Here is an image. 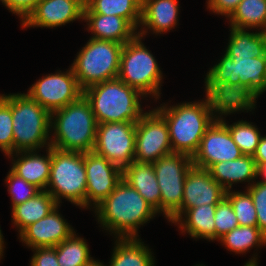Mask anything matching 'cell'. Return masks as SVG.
<instances>
[{
	"mask_svg": "<svg viewBox=\"0 0 266 266\" xmlns=\"http://www.w3.org/2000/svg\"><path fill=\"white\" fill-rule=\"evenodd\" d=\"M245 266H257L256 258L254 257L253 259L248 261Z\"/></svg>",
	"mask_w": 266,
	"mask_h": 266,
	"instance_id": "cell-45",
	"label": "cell"
},
{
	"mask_svg": "<svg viewBox=\"0 0 266 266\" xmlns=\"http://www.w3.org/2000/svg\"><path fill=\"white\" fill-rule=\"evenodd\" d=\"M135 130L134 161L153 163L173 153L167 122L155 109L140 117Z\"/></svg>",
	"mask_w": 266,
	"mask_h": 266,
	"instance_id": "cell-12",
	"label": "cell"
},
{
	"mask_svg": "<svg viewBox=\"0 0 266 266\" xmlns=\"http://www.w3.org/2000/svg\"><path fill=\"white\" fill-rule=\"evenodd\" d=\"M47 147L48 150L46 151H48V153L46 157L34 154V150L16 152V154L21 153L22 157H18L17 160H14L11 168L15 174L28 183L35 185L40 190L47 189L46 187L50 177L51 146L48 145Z\"/></svg>",
	"mask_w": 266,
	"mask_h": 266,
	"instance_id": "cell-21",
	"label": "cell"
},
{
	"mask_svg": "<svg viewBox=\"0 0 266 266\" xmlns=\"http://www.w3.org/2000/svg\"><path fill=\"white\" fill-rule=\"evenodd\" d=\"M135 127L133 122L98 124L93 151L123 170L134 161Z\"/></svg>",
	"mask_w": 266,
	"mask_h": 266,
	"instance_id": "cell-11",
	"label": "cell"
},
{
	"mask_svg": "<svg viewBox=\"0 0 266 266\" xmlns=\"http://www.w3.org/2000/svg\"><path fill=\"white\" fill-rule=\"evenodd\" d=\"M109 266H154L149 249L137 238H119Z\"/></svg>",
	"mask_w": 266,
	"mask_h": 266,
	"instance_id": "cell-28",
	"label": "cell"
},
{
	"mask_svg": "<svg viewBox=\"0 0 266 266\" xmlns=\"http://www.w3.org/2000/svg\"><path fill=\"white\" fill-rule=\"evenodd\" d=\"M226 197V190L211 176L208 169L192 166L187 173L181 208L169 219L174 223L192 207L217 205Z\"/></svg>",
	"mask_w": 266,
	"mask_h": 266,
	"instance_id": "cell-16",
	"label": "cell"
},
{
	"mask_svg": "<svg viewBox=\"0 0 266 266\" xmlns=\"http://www.w3.org/2000/svg\"><path fill=\"white\" fill-rule=\"evenodd\" d=\"M253 158L256 163H266V136L261 137L260 143L253 154Z\"/></svg>",
	"mask_w": 266,
	"mask_h": 266,
	"instance_id": "cell-41",
	"label": "cell"
},
{
	"mask_svg": "<svg viewBox=\"0 0 266 266\" xmlns=\"http://www.w3.org/2000/svg\"><path fill=\"white\" fill-rule=\"evenodd\" d=\"M227 249L245 253L254 245H266V235L258 226H237L219 239Z\"/></svg>",
	"mask_w": 266,
	"mask_h": 266,
	"instance_id": "cell-30",
	"label": "cell"
},
{
	"mask_svg": "<svg viewBox=\"0 0 266 266\" xmlns=\"http://www.w3.org/2000/svg\"><path fill=\"white\" fill-rule=\"evenodd\" d=\"M242 155L228 128L217 117L206 129L192 162L195 167L209 169L215 163L235 160Z\"/></svg>",
	"mask_w": 266,
	"mask_h": 266,
	"instance_id": "cell-14",
	"label": "cell"
},
{
	"mask_svg": "<svg viewBox=\"0 0 266 266\" xmlns=\"http://www.w3.org/2000/svg\"><path fill=\"white\" fill-rule=\"evenodd\" d=\"M257 212V226L266 235V184L253 183L247 187Z\"/></svg>",
	"mask_w": 266,
	"mask_h": 266,
	"instance_id": "cell-37",
	"label": "cell"
},
{
	"mask_svg": "<svg viewBox=\"0 0 266 266\" xmlns=\"http://www.w3.org/2000/svg\"><path fill=\"white\" fill-rule=\"evenodd\" d=\"M87 176L86 208H96L122 180V169L94 151L84 153Z\"/></svg>",
	"mask_w": 266,
	"mask_h": 266,
	"instance_id": "cell-15",
	"label": "cell"
},
{
	"mask_svg": "<svg viewBox=\"0 0 266 266\" xmlns=\"http://www.w3.org/2000/svg\"><path fill=\"white\" fill-rule=\"evenodd\" d=\"M123 46L90 38L71 66L79 86L84 90L91 85L117 78Z\"/></svg>",
	"mask_w": 266,
	"mask_h": 266,
	"instance_id": "cell-8",
	"label": "cell"
},
{
	"mask_svg": "<svg viewBox=\"0 0 266 266\" xmlns=\"http://www.w3.org/2000/svg\"><path fill=\"white\" fill-rule=\"evenodd\" d=\"M13 153L36 151L47 145L51 129V112L28 94H11Z\"/></svg>",
	"mask_w": 266,
	"mask_h": 266,
	"instance_id": "cell-6",
	"label": "cell"
},
{
	"mask_svg": "<svg viewBox=\"0 0 266 266\" xmlns=\"http://www.w3.org/2000/svg\"><path fill=\"white\" fill-rule=\"evenodd\" d=\"M27 94L49 112L63 108L78 100L83 89L70 67L66 73L58 72L44 76L30 87Z\"/></svg>",
	"mask_w": 266,
	"mask_h": 266,
	"instance_id": "cell-13",
	"label": "cell"
},
{
	"mask_svg": "<svg viewBox=\"0 0 266 266\" xmlns=\"http://www.w3.org/2000/svg\"><path fill=\"white\" fill-rule=\"evenodd\" d=\"M85 0H40L23 27H58L84 17Z\"/></svg>",
	"mask_w": 266,
	"mask_h": 266,
	"instance_id": "cell-17",
	"label": "cell"
},
{
	"mask_svg": "<svg viewBox=\"0 0 266 266\" xmlns=\"http://www.w3.org/2000/svg\"><path fill=\"white\" fill-rule=\"evenodd\" d=\"M75 235L55 246L59 266H85L93 260L84 238Z\"/></svg>",
	"mask_w": 266,
	"mask_h": 266,
	"instance_id": "cell-31",
	"label": "cell"
},
{
	"mask_svg": "<svg viewBox=\"0 0 266 266\" xmlns=\"http://www.w3.org/2000/svg\"><path fill=\"white\" fill-rule=\"evenodd\" d=\"M35 254L31 259V266H59L55 247L33 248Z\"/></svg>",
	"mask_w": 266,
	"mask_h": 266,
	"instance_id": "cell-39",
	"label": "cell"
},
{
	"mask_svg": "<svg viewBox=\"0 0 266 266\" xmlns=\"http://www.w3.org/2000/svg\"><path fill=\"white\" fill-rule=\"evenodd\" d=\"M219 119L228 128L234 142L237 144L241 152L244 155L253 156L262 137L259 130L247 121L242 120L233 125H227L221 116Z\"/></svg>",
	"mask_w": 266,
	"mask_h": 266,
	"instance_id": "cell-32",
	"label": "cell"
},
{
	"mask_svg": "<svg viewBox=\"0 0 266 266\" xmlns=\"http://www.w3.org/2000/svg\"><path fill=\"white\" fill-rule=\"evenodd\" d=\"M146 33V30H141L131 41L124 44L118 78L143 95L152 94L157 99L160 96L162 73L153 55L141 42Z\"/></svg>",
	"mask_w": 266,
	"mask_h": 266,
	"instance_id": "cell-9",
	"label": "cell"
},
{
	"mask_svg": "<svg viewBox=\"0 0 266 266\" xmlns=\"http://www.w3.org/2000/svg\"><path fill=\"white\" fill-rule=\"evenodd\" d=\"M6 182L9 183L8 191L11 194L13 201L12 208L31 199L41 191L35 185L30 184L23 178L19 177L12 170L9 171Z\"/></svg>",
	"mask_w": 266,
	"mask_h": 266,
	"instance_id": "cell-36",
	"label": "cell"
},
{
	"mask_svg": "<svg viewBox=\"0 0 266 266\" xmlns=\"http://www.w3.org/2000/svg\"><path fill=\"white\" fill-rule=\"evenodd\" d=\"M97 126L91 105L82 95L71 104L51 112V128L55 132L48 145L62 151H93Z\"/></svg>",
	"mask_w": 266,
	"mask_h": 266,
	"instance_id": "cell-4",
	"label": "cell"
},
{
	"mask_svg": "<svg viewBox=\"0 0 266 266\" xmlns=\"http://www.w3.org/2000/svg\"><path fill=\"white\" fill-rule=\"evenodd\" d=\"M3 235L1 233V230H0V258L3 256L2 253H3Z\"/></svg>",
	"mask_w": 266,
	"mask_h": 266,
	"instance_id": "cell-43",
	"label": "cell"
},
{
	"mask_svg": "<svg viewBox=\"0 0 266 266\" xmlns=\"http://www.w3.org/2000/svg\"><path fill=\"white\" fill-rule=\"evenodd\" d=\"M13 122L11 94L0 95V148L5 154L13 153Z\"/></svg>",
	"mask_w": 266,
	"mask_h": 266,
	"instance_id": "cell-34",
	"label": "cell"
},
{
	"mask_svg": "<svg viewBox=\"0 0 266 266\" xmlns=\"http://www.w3.org/2000/svg\"><path fill=\"white\" fill-rule=\"evenodd\" d=\"M58 204L46 190L12 208V220L21 233L27 226L47 216Z\"/></svg>",
	"mask_w": 266,
	"mask_h": 266,
	"instance_id": "cell-24",
	"label": "cell"
},
{
	"mask_svg": "<svg viewBox=\"0 0 266 266\" xmlns=\"http://www.w3.org/2000/svg\"><path fill=\"white\" fill-rule=\"evenodd\" d=\"M84 13L122 17L137 30L141 23L142 0H85Z\"/></svg>",
	"mask_w": 266,
	"mask_h": 266,
	"instance_id": "cell-26",
	"label": "cell"
},
{
	"mask_svg": "<svg viewBox=\"0 0 266 266\" xmlns=\"http://www.w3.org/2000/svg\"><path fill=\"white\" fill-rule=\"evenodd\" d=\"M216 205H201L187 209L186 220L177 219L174 223L180 224L183 232L187 231L193 238L215 240V215Z\"/></svg>",
	"mask_w": 266,
	"mask_h": 266,
	"instance_id": "cell-25",
	"label": "cell"
},
{
	"mask_svg": "<svg viewBox=\"0 0 266 266\" xmlns=\"http://www.w3.org/2000/svg\"><path fill=\"white\" fill-rule=\"evenodd\" d=\"M95 211L100 223L119 238H137L138 226L157 214L136 189L123 179Z\"/></svg>",
	"mask_w": 266,
	"mask_h": 266,
	"instance_id": "cell-3",
	"label": "cell"
},
{
	"mask_svg": "<svg viewBox=\"0 0 266 266\" xmlns=\"http://www.w3.org/2000/svg\"><path fill=\"white\" fill-rule=\"evenodd\" d=\"M255 165L253 156L242 155L235 160L215 163L208 170L215 181L229 191L233 183L243 181L250 183L251 180H254Z\"/></svg>",
	"mask_w": 266,
	"mask_h": 266,
	"instance_id": "cell-23",
	"label": "cell"
},
{
	"mask_svg": "<svg viewBox=\"0 0 266 266\" xmlns=\"http://www.w3.org/2000/svg\"><path fill=\"white\" fill-rule=\"evenodd\" d=\"M215 240L220 239L225 234L239 226L235 212L230 201L225 197L216 205L215 215Z\"/></svg>",
	"mask_w": 266,
	"mask_h": 266,
	"instance_id": "cell-35",
	"label": "cell"
},
{
	"mask_svg": "<svg viewBox=\"0 0 266 266\" xmlns=\"http://www.w3.org/2000/svg\"><path fill=\"white\" fill-rule=\"evenodd\" d=\"M178 8L177 0H142L140 25L157 34L166 32L177 24Z\"/></svg>",
	"mask_w": 266,
	"mask_h": 266,
	"instance_id": "cell-22",
	"label": "cell"
},
{
	"mask_svg": "<svg viewBox=\"0 0 266 266\" xmlns=\"http://www.w3.org/2000/svg\"><path fill=\"white\" fill-rule=\"evenodd\" d=\"M46 189L56 203L63 197L71 203L86 207L87 176L84 164V153L62 151L51 147L50 177Z\"/></svg>",
	"mask_w": 266,
	"mask_h": 266,
	"instance_id": "cell-7",
	"label": "cell"
},
{
	"mask_svg": "<svg viewBox=\"0 0 266 266\" xmlns=\"http://www.w3.org/2000/svg\"><path fill=\"white\" fill-rule=\"evenodd\" d=\"M231 27L258 28L266 32V0H242L228 17Z\"/></svg>",
	"mask_w": 266,
	"mask_h": 266,
	"instance_id": "cell-29",
	"label": "cell"
},
{
	"mask_svg": "<svg viewBox=\"0 0 266 266\" xmlns=\"http://www.w3.org/2000/svg\"><path fill=\"white\" fill-rule=\"evenodd\" d=\"M254 107L223 106L212 96L207 95L205 101L202 102L182 103L170 108L162 106L155 110L167 122L172 151L193 157L206 129L219 117L214 116L215 112L228 115L239 110L253 109Z\"/></svg>",
	"mask_w": 266,
	"mask_h": 266,
	"instance_id": "cell-2",
	"label": "cell"
},
{
	"mask_svg": "<svg viewBox=\"0 0 266 266\" xmlns=\"http://www.w3.org/2000/svg\"><path fill=\"white\" fill-rule=\"evenodd\" d=\"M226 198L231 203L239 226H257V212L248 190L246 193L226 191Z\"/></svg>",
	"mask_w": 266,
	"mask_h": 266,
	"instance_id": "cell-33",
	"label": "cell"
},
{
	"mask_svg": "<svg viewBox=\"0 0 266 266\" xmlns=\"http://www.w3.org/2000/svg\"><path fill=\"white\" fill-rule=\"evenodd\" d=\"M83 95L89 101L98 124L136 123L144 114L139 102L140 96L144 95L118 77L87 87Z\"/></svg>",
	"mask_w": 266,
	"mask_h": 266,
	"instance_id": "cell-5",
	"label": "cell"
},
{
	"mask_svg": "<svg viewBox=\"0 0 266 266\" xmlns=\"http://www.w3.org/2000/svg\"><path fill=\"white\" fill-rule=\"evenodd\" d=\"M14 14L19 15L22 23L33 12L40 0H0Z\"/></svg>",
	"mask_w": 266,
	"mask_h": 266,
	"instance_id": "cell-38",
	"label": "cell"
},
{
	"mask_svg": "<svg viewBox=\"0 0 266 266\" xmlns=\"http://www.w3.org/2000/svg\"><path fill=\"white\" fill-rule=\"evenodd\" d=\"M126 181L157 211L161 212V192L152 163L133 161L122 170Z\"/></svg>",
	"mask_w": 266,
	"mask_h": 266,
	"instance_id": "cell-19",
	"label": "cell"
},
{
	"mask_svg": "<svg viewBox=\"0 0 266 266\" xmlns=\"http://www.w3.org/2000/svg\"><path fill=\"white\" fill-rule=\"evenodd\" d=\"M152 164L161 192V212L170 219L181 208L184 182L193 166L192 157L173 152Z\"/></svg>",
	"mask_w": 266,
	"mask_h": 266,
	"instance_id": "cell-10",
	"label": "cell"
},
{
	"mask_svg": "<svg viewBox=\"0 0 266 266\" xmlns=\"http://www.w3.org/2000/svg\"><path fill=\"white\" fill-rule=\"evenodd\" d=\"M206 95L223 106H255L266 90V53L261 57H222L205 78Z\"/></svg>",
	"mask_w": 266,
	"mask_h": 266,
	"instance_id": "cell-1",
	"label": "cell"
},
{
	"mask_svg": "<svg viewBox=\"0 0 266 266\" xmlns=\"http://www.w3.org/2000/svg\"><path fill=\"white\" fill-rule=\"evenodd\" d=\"M85 266H104L102 265V263L92 260L89 264L85 265Z\"/></svg>",
	"mask_w": 266,
	"mask_h": 266,
	"instance_id": "cell-44",
	"label": "cell"
},
{
	"mask_svg": "<svg viewBox=\"0 0 266 266\" xmlns=\"http://www.w3.org/2000/svg\"><path fill=\"white\" fill-rule=\"evenodd\" d=\"M57 205L39 221L27 226L20 234L21 241L29 247H55L75 233L58 213Z\"/></svg>",
	"mask_w": 266,
	"mask_h": 266,
	"instance_id": "cell-18",
	"label": "cell"
},
{
	"mask_svg": "<svg viewBox=\"0 0 266 266\" xmlns=\"http://www.w3.org/2000/svg\"><path fill=\"white\" fill-rule=\"evenodd\" d=\"M83 20L89 22L94 39L125 44L136 35V29L124 18L115 15L84 13Z\"/></svg>",
	"mask_w": 266,
	"mask_h": 266,
	"instance_id": "cell-20",
	"label": "cell"
},
{
	"mask_svg": "<svg viewBox=\"0 0 266 266\" xmlns=\"http://www.w3.org/2000/svg\"><path fill=\"white\" fill-rule=\"evenodd\" d=\"M258 176H264L265 179L262 181H258L257 183L266 184V163H256L255 165V178Z\"/></svg>",
	"mask_w": 266,
	"mask_h": 266,
	"instance_id": "cell-42",
	"label": "cell"
},
{
	"mask_svg": "<svg viewBox=\"0 0 266 266\" xmlns=\"http://www.w3.org/2000/svg\"><path fill=\"white\" fill-rule=\"evenodd\" d=\"M242 0H208V8L214 13L229 17Z\"/></svg>",
	"mask_w": 266,
	"mask_h": 266,
	"instance_id": "cell-40",
	"label": "cell"
},
{
	"mask_svg": "<svg viewBox=\"0 0 266 266\" xmlns=\"http://www.w3.org/2000/svg\"><path fill=\"white\" fill-rule=\"evenodd\" d=\"M231 35L226 54L230 57H261L266 53V32H246L245 29L231 27Z\"/></svg>",
	"mask_w": 266,
	"mask_h": 266,
	"instance_id": "cell-27",
	"label": "cell"
}]
</instances>
